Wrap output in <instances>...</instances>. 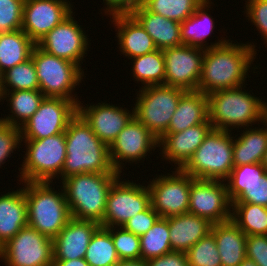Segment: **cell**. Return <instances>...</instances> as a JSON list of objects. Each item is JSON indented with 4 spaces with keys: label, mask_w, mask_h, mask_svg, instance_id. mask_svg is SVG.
<instances>
[{
    "label": "cell",
    "mask_w": 267,
    "mask_h": 266,
    "mask_svg": "<svg viewBox=\"0 0 267 266\" xmlns=\"http://www.w3.org/2000/svg\"><path fill=\"white\" fill-rule=\"evenodd\" d=\"M120 173H81L61 182L71 218L102 223L106 201L114 181Z\"/></svg>",
    "instance_id": "277c9868"
},
{
    "label": "cell",
    "mask_w": 267,
    "mask_h": 266,
    "mask_svg": "<svg viewBox=\"0 0 267 266\" xmlns=\"http://www.w3.org/2000/svg\"><path fill=\"white\" fill-rule=\"evenodd\" d=\"M20 184L23 187L0 195V248L28 225L25 182Z\"/></svg>",
    "instance_id": "cb8c5ba5"
},
{
    "label": "cell",
    "mask_w": 267,
    "mask_h": 266,
    "mask_svg": "<svg viewBox=\"0 0 267 266\" xmlns=\"http://www.w3.org/2000/svg\"><path fill=\"white\" fill-rule=\"evenodd\" d=\"M45 97L40 90L2 91L0 102H8L11 114L0 117V120L21 127L38 110Z\"/></svg>",
    "instance_id": "f546056e"
},
{
    "label": "cell",
    "mask_w": 267,
    "mask_h": 266,
    "mask_svg": "<svg viewBox=\"0 0 267 266\" xmlns=\"http://www.w3.org/2000/svg\"><path fill=\"white\" fill-rule=\"evenodd\" d=\"M35 43L21 30L0 34V71L24 63L31 58Z\"/></svg>",
    "instance_id": "4dcf8cb0"
},
{
    "label": "cell",
    "mask_w": 267,
    "mask_h": 266,
    "mask_svg": "<svg viewBox=\"0 0 267 266\" xmlns=\"http://www.w3.org/2000/svg\"><path fill=\"white\" fill-rule=\"evenodd\" d=\"M186 255L189 266H222L216 240L211 233L193 245Z\"/></svg>",
    "instance_id": "f35d334b"
},
{
    "label": "cell",
    "mask_w": 267,
    "mask_h": 266,
    "mask_svg": "<svg viewBox=\"0 0 267 266\" xmlns=\"http://www.w3.org/2000/svg\"><path fill=\"white\" fill-rule=\"evenodd\" d=\"M2 97V72L0 71V100Z\"/></svg>",
    "instance_id": "db71d44e"
},
{
    "label": "cell",
    "mask_w": 267,
    "mask_h": 266,
    "mask_svg": "<svg viewBox=\"0 0 267 266\" xmlns=\"http://www.w3.org/2000/svg\"><path fill=\"white\" fill-rule=\"evenodd\" d=\"M133 63L130 70L135 83L140 88L155 85H165V59L163 50L157 49L154 52L131 58Z\"/></svg>",
    "instance_id": "1f68e13d"
},
{
    "label": "cell",
    "mask_w": 267,
    "mask_h": 266,
    "mask_svg": "<svg viewBox=\"0 0 267 266\" xmlns=\"http://www.w3.org/2000/svg\"><path fill=\"white\" fill-rule=\"evenodd\" d=\"M131 15L152 38L157 49L182 45L181 23L148 11L142 4Z\"/></svg>",
    "instance_id": "484cf974"
},
{
    "label": "cell",
    "mask_w": 267,
    "mask_h": 266,
    "mask_svg": "<svg viewBox=\"0 0 267 266\" xmlns=\"http://www.w3.org/2000/svg\"><path fill=\"white\" fill-rule=\"evenodd\" d=\"M75 13L48 32L36 45L49 54L75 63L84 72L81 64L90 51L91 40L83 26L75 20Z\"/></svg>",
    "instance_id": "4fadbf2b"
},
{
    "label": "cell",
    "mask_w": 267,
    "mask_h": 266,
    "mask_svg": "<svg viewBox=\"0 0 267 266\" xmlns=\"http://www.w3.org/2000/svg\"><path fill=\"white\" fill-rule=\"evenodd\" d=\"M231 209L225 181L195 179L191 183L188 213L217 224L231 219Z\"/></svg>",
    "instance_id": "2e32d148"
},
{
    "label": "cell",
    "mask_w": 267,
    "mask_h": 266,
    "mask_svg": "<svg viewBox=\"0 0 267 266\" xmlns=\"http://www.w3.org/2000/svg\"><path fill=\"white\" fill-rule=\"evenodd\" d=\"M244 15L250 21L264 40L267 47V0H245Z\"/></svg>",
    "instance_id": "b9f144b4"
},
{
    "label": "cell",
    "mask_w": 267,
    "mask_h": 266,
    "mask_svg": "<svg viewBox=\"0 0 267 266\" xmlns=\"http://www.w3.org/2000/svg\"><path fill=\"white\" fill-rule=\"evenodd\" d=\"M246 258L258 266H267V235H248L246 240Z\"/></svg>",
    "instance_id": "bcb514c9"
},
{
    "label": "cell",
    "mask_w": 267,
    "mask_h": 266,
    "mask_svg": "<svg viewBox=\"0 0 267 266\" xmlns=\"http://www.w3.org/2000/svg\"><path fill=\"white\" fill-rule=\"evenodd\" d=\"M20 127L12 126L0 120V168L11 158L16 149L21 148ZM18 147V148H17Z\"/></svg>",
    "instance_id": "7bdbcfd3"
},
{
    "label": "cell",
    "mask_w": 267,
    "mask_h": 266,
    "mask_svg": "<svg viewBox=\"0 0 267 266\" xmlns=\"http://www.w3.org/2000/svg\"><path fill=\"white\" fill-rule=\"evenodd\" d=\"M109 22L116 29L117 48L128 60L157 50L150 35L131 14L112 15Z\"/></svg>",
    "instance_id": "7402d4cb"
},
{
    "label": "cell",
    "mask_w": 267,
    "mask_h": 266,
    "mask_svg": "<svg viewBox=\"0 0 267 266\" xmlns=\"http://www.w3.org/2000/svg\"><path fill=\"white\" fill-rule=\"evenodd\" d=\"M110 234L120 260H141L140 236L123 227H110Z\"/></svg>",
    "instance_id": "ab89813d"
},
{
    "label": "cell",
    "mask_w": 267,
    "mask_h": 266,
    "mask_svg": "<svg viewBox=\"0 0 267 266\" xmlns=\"http://www.w3.org/2000/svg\"><path fill=\"white\" fill-rule=\"evenodd\" d=\"M210 233L216 240L222 266H239L246 258L247 235L231 219L212 224Z\"/></svg>",
    "instance_id": "4316f807"
},
{
    "label": "cell",
    "mask_w": 267,
    "mask_h": 266,
    "mask_svg": "<svg viewBox=\"0 0 267 266\" xmlns=\"http://www.w3.org/2000/svg\"><path fill=\"white\" fill-rule=\"evenodd\" d=\"M211 5H215L212 0H204L189 18L181 22L182 44L206 50L223 45L229 40V38L226 39L228 36L220 37L221 39L215 40V43L210 42V45L205 41L208 40L207 37L214 34L213 30L217 26L210 15V9L213 8Z\"/></svg>",
    "instance_id": "603a6c76"
},
{
    "label": "cell",
    "mask_w": 267,
    "mask_h": 266,
    "mask_svg": "<svg viewBox=\"0 0 267 266\" xmlns=\"http://www.w3.org/2000/svg\"><path fill=\"white\" fill-rule=\"evenodd\" d=\"M147 266H189L186 252L172 251L146 261Z\"/></svg>",
    "instance_id": "c3c4849f"
},
{
    "label": "cell",
    "mask_w": 267,
    "mask_h": 266,
    "mask_svg": "<svg viewBox=\"0 0 267 266\" xmlns=\"http://www.w3.org/2000/svg\"><path fill=\"white\" fill-rule=\"evenodd\" d=\"M85 105L81 101L78 103V113L90 125L94 134L107 146L111 145L117 135L134 117V106H131L129 111L124 105L120 107L115 104V106L110 102Z\"/></svg>",
    "instance_id": "d6986e66"
},
{
    "label": "cell",
    "mask_w": 267,
    "mask_h": 266,
    "mask_svg": "<svg viewBox=\"0 0 267 266\" xmlns=\"http://www.w3.org/2000/svg\"><path fill=\"white\" fill-rule=\"evenodd\" d=\"M210 122L195 125L177 133H166L159 141V155L162 161L174 163L181 169L203 143L205 136L212 129ZM178 165V166H177Z\"/></svg>",
    "instance_id": "ffe728a7"
},
{
    "label": "cell",
    "mask_w": 267,
    "mask_h": 266,
    "mask_svg": "<svg viewBox=\"0 0 267 266\" xmlns=\"http://www.w3.org/2000/svg\"><path fill=\"white\" fill-rule=\"evenodd\" d=\"M229 39L225 44L206 49L202 61V73L198 91L209 95L212 92L243 86L257 54L254 43H236ZM249 72V73H248ZM246 82V83H245Z\"/></svg>",
    "instance_id": "6da1fadb"
},
{
    "label": "cell",
    "mask_w": 267,
    "mask_h": 266,
    "mask_svg": "<svg viewBox=\"0 0 267 266\" xmlns=\"http://www.w3.org/2000/svg\"><path fill=\"white\" fill-rule=\"evenodd\" d=\"M25 143L19 182H53L61 175L66 158L65 132L43 139H22ZM53 179V180H52Z\"/></svg>",
    "instance_id": "52a82bcc"
},
{
    "label": "cell",
    "mask_w": 267,
    "mask_h": 266,
    "mask_svg": "<svg viewBox=\"0 0 267 266\" xmlns=\"http://www.w3.org/2000/svg\"><path fill=\"white\" fill-rule=\"evenodd\" d=\"M174 169L165 175L156 174L147 182L151 206L162 218L188 213L191 183L195 179L181 169Z\"/></svg>",
    "instance_id": "8fae6325"
},
{
    "label": "cell",
    "mask_w": 267,
    "mask_h": 266,
    "mask_svg": "<svg viewBox=\"0 0 267 266\" xmlns=\"http://www.w3.org/2000/svg\"><path fill=\"white\" fill-rule=\"evenodd\" d=\"M84 260L89 266H116L120 262L110 228L100 226L95 231L87 247Z\"/></svg>",
    "instance_id": "836d02e7"
},
{
    "label": "cell",
    "mask_w": 267,
    "mask_h": 266,
    "mask_svg": "<svg viewBox=\"0 0 267 266\" xmlns=\"http://www.w3.org/2000/svg\"><path fill=\"white\" fill-rule=\"evenodd\" d=\"M184 89L167 85L139 88L134 103V117L160 140L168 131Z\"/></svg>",
    "instance_id": "9c48e42d"
},
{
    "label": "cell",
    "mask_w": 267,
    "mask_h": 266,
    "mask_svg": "<svg viewBox=\"0 0 267 266\" xmlns=\"http://www.w3.org/2000/svg\"><path fill=\"white\" fill-rule=\"evenodd\" d=\"M121 177L120 175L111 186L102 227H123L129 219L151 205L150 191L146 183L122 180Z\"/></svg>",
    "instance_id": "30bf717a"
},
{
    "label": "cell",
    "mask_w": 267,
    "mask_h": 266,
    "mask_svg": "<svg viewBox=\"0 0 267 266\" xmlns=\"http://www.w3.org/2000/svg\"><path fill=\"white\" fill-rule=\"evenodd\" d=\"M31 58L36 67L39 90L46 97L71 100L78 106L80 100L75 88L84 81L82 79L87 73L75 63L49 54L37 45L33 48Z\"/></svg>",
    "instance_id": "ba28073f"
},
{
    "label": "cell",
    "mask_w": 267,
    "mask_h": 266,
    "mask_svg": "<svg viewBox=\"0 0 267 266\" xmlns=\"http://www.w3.org/2000/svg\"><path fill=\"white\" fill-rule=\"evenodd\" d=\"M158 141L149 129L133 117L109 146L113 168L121 174L127 162L130 165L144 163L143 159L158 148Z\"/></svg>",
    "instance_id": "9a60e30c"
},
{
    "label": "cell",
    "mask_w": 267,
    "mask_h": 266,
    "mask_svg": "<svg viewBox=\"0 0 267 266\" xmlns=\"http://www.w3.org/2000/svg\"><path fill=\"white\" fill-rule=\"evenodd\" d=\"M52 266H89L84 258L73 260H53Z\"/></svg>",
    "instance_id": "681fc988"
},
{
    "label": "cell",
    "mask_w": 267,
    "mask_h": 266,
    "mask_svg": "<svg viewBox=\"0 0 267 266\" xmlns=\"http://www.w3.org/2000/svg\"><path fill=\"white\" fill-rule=\"evenodd\" d=\"M246 85L207 95L209 121L213 129L230 132L238 129L240 132L239 128L252 127L267 119V100L260 99L252 90L246 91Z\"/></svg>",
    "instance_id": "3957f363"
},
{
    "label": "cell",
    "mask_w": 267,
    "mask_h": 266,
    "mask_svg": "<svg viewBox=\"0 0 267 266\" xmlns=\"http://www.w3.org/2000/svg\"><path fill=\"white\" fill-rule=\"evenodd\" d=\"M143 0H103V14L108 17L117 14H131ZM105 7V8H104Z\"/></svg>",
    "instance_id": "7dc6e473"
},
{
    "label": "cell",
    "mask_w": 267,
    "mask_h": 266,
    "mask_svg": "<svg viewBox=\"0 0 267 266\" xmlns=\"http://www.w3.org/2000/svg\"><path fill=\"white\" fill-rule=\"evenodd\" d=\"M209 121L208 98L201 91H186L172 115L167 133H177Z\"/></svg>",
    "instance_id": "83f0119b"
},
{
    "label": "cell",
    "mask_w": 267,
    "mask_h": 266,
    "mask_svg": "<svg viewBox=\"0 0 267 266\" xmlns=\"http://www.w3.org/2000/svg\"><path fill=\"white\" fill-rule=\"evenodd\" d=\"M100 226L93 220L71 218L53 239V260L84 258L90 240Z\"/></svg>",
    "instance_id": "44dd1931"
},
{
    "label": "cell",
    "mask_w": 267,
    "mask_h": 266,
    "mask_svg": "<svg viewBox=\"0 0 267 266\" xmlns=\"http://www.w3.org/2000/svg\"><path fill=\"white\" fill-rule=\"evenodd\" d=\"M266 173L262 163L234 166L229 177L225 180L230 201L233 202L240 195V184L256 182Z\"/></svg>",
    "instance_id": "74e56055"
},
{
    "label": "cell",
    "mask_w": 267,
    "mask_h": 266,
    "mask_svg": "<svg viewBox=\"0 0 267 266\" xmlns=\"http://www.w3.org/2000/svg\"><path fill=\"white\" fill-rule=\"evenodd\" d=\"M65 141L67 154L59 181L81 173H118L112 166L109 146L94 134L79 113L69 121Z\"/></svg>",
    "instance_id": "7a4b0ae2"
},
{
    "label": "cell",
    "mask_w": 267,
    "mask_h": 266,
    "mask_svg": "<svg viewBox=\"0 0 267 266\" xmlns=\"http://www.w3.org/2000/svg\"><path fill=\"white\" fill-rule=\"evenodd\" d=\"M168 218L160 217L147 233L140 236L141 260L148 261L172 252Z\"/></svg>",
    "instance_id": "e575fe53"
},
{
    "label": "cell",
    "mask_w": 267,
    "mask_h": 266,
    "mask_svg": "<svg viewBox=\"0 0 267 266\" xmlns=\"http://www.w3.org/2000/svg\"><path fill=\"white\" fill-rule=\"evenodd\" d=\"M239 266H258L253 260L245 258Z\"/></svg>",
    "instance_id": "816d5d0a"
},
{
    "label": "cell",
    "mask_w": 267,
    "mask_h": 266,
    "mask_svg": "<svg viewBox=\"0 0 267 266\" xmlns=\"http://www.w3.org/2000/svg\"><path fill=\"white\" fill-rule=\"evenodd\" d=\"M78 113L71 100L45 97L38 110L20 127L21 139H43L64 133Z\"/></svg>",
    "instance_id": "5bb4252c"
},
{
    "label": "cell",
    "mask_w": 267,
    "mask_h": 266,
    "mask_svg": "<svg viewBox=\"0 0 267 266\" xmlns=\"http://www.w3.org/2000/svg\"><path fill=\"white\" fill-rule=\"evenodd\" d=\"M232 133L212 128L181 170L194 179L225 181L234 167Z\"/></svg>",
    "instance_id": "8992f818"
},
{
    "label": "cell",
    "mask_w": 267,
    "mask_h": 266,
    "mask_svg": "<svg viewBox=\"0 0 267 266\" xmlns=\"http://www.w3.org/2000/svg\"><path fill=\"white\" fill-rule=\"evenodd\" d=\"M25 0H0V34L21 30Z\"/></svg>",
    "instance_id": "60d3db41"
},
{
    "label": "cell",
    "mask_w": 267,
    "mask_h": 266,
    "mask_svg": "<svg viewBox=\"0 0 267 266\" xmlns=\"http://www.w3.org/2000/svg\"><path fill=\"white\" fill-rule=\"evenodd\" d=\"M232 203H252L267 207V173L256 182L240 184V195Z\"/></svg>",
    "instance_id": "ee69618b"
},
{
    "label": "cell",
    "mask_w": 267,
    "mask_h": 266,
    "mask_svg": "<svg viewBox=\"0 0 267 266\" xmlns=\"http://www.w3.org/2000/svg\"><path fill=\"white\" fill-rule=\"evenodd\" d=\"M205 50L188 45L163 49L165 85L197 91Z\"/></svg>",
    "instance_id": "e0dca14e"
},
{
    "label": "cell",
    "mask_w": 267,
    "mask_h": 266,
    "mask_svg": "<svg viewBox=\"0 0 267 266\" xmlns=\"http://www.w3.org/2000/svg\"><path fill=\"white\" fill-rule=\"evenodd\" d=\"M260 125L262 126L259 127ZM253 127L240 129L241 132L239 134H234V166L262 163L263 161L267 150V119L258 124V127Z\"/></svg>",
    "instance_id": "f1b7e54d"
},
{
    "label": "cell",
    "mask_w": 267,
    "mask_h": 266,
    "mask_svg": "<svg viewBox=\"0 0 267 266\" xmlns=\"http://www.w3.org/2000/svg\"><path fill=\"white\" fill-rule=\"evenodd\" d=\"M73 6L69 0H25L22 30L37 44L74 12Z\"/></svg>",
    "instance_id": "ac0fdd59"
},
{
    "label": "cell",
    "mask_w": 267,
    "mask_h": 266,
    "mask_svg": "<svg viewBox=\"0 0 267 266\" xmlns=\"http://www.w3.org/2000/svg\"><path fill=\"white\" fill-rule=\"evenodd\" d=\"M116 266H147L144 260H120Z\"/></svg>",
    "instance_id": "f907efd6"
},
{
    "label": "cell",
    "mask_w": 267,
    "mask_h": 266,
    "mask_svg": "<svg viewBox=\"0 0 267 266\" xmlns=\"http://www.w3.org/2000/svg\"><path fill=\"white\" fill-rule=\"evenodd\" d=\"M231 220L248 235H267V207L232 203Z\"/></svg>",
    "instance_id": "d6a6232c"
},
{
    "label": "cell",
    "mask_w": 267,
    "mask_h": 266,
    "mask_svg": "<svg viewBox=\"0 0 267 266\" xmlns=\"http://www.w3.org/2000/svg\"><path fill=\"white\" fill-rule=\"evenodd\" d=\"M172 251L187 252L211 232L212 223L191 213L168 218Z\"/></svg>",
    "instance_id": "d4e9b609"
},
{
    "label": "cell",
    "mask_w": 267,
    "mask_h": 266,
    "mask_svg": "<svg viewBox=\"0 0 267 266\" xmlns=\"http://www.w3.org/2000/svg\"><path fill=\"white\" fill-rule=\"evenodd\" d=\"M204 0H143L142 5L150 12L167 19L183 22L189 18Z\"/></svg>",
    "instance_id": "8d00e7d4"
},
{
    "label": "cell",
    "mask_w": 267,
    "mask_h": 266,
    "mask_svg": "<svg viewBox=\"0 0 267 266\" xmlns=\"http://www.w3.org/2000/svg\"><path fill=\"white\" fill-rule=\"evenodd\" d=\"M0 260L6 266H52L53 240L27 225L1 247Z\"/></svg>",
    "instance_id": "7c38bea8"
},
{
    "label": "cell",
    "mask_w": 267,
    "mask_h": 266,
    "mask_svg": "<svg viewBox=\"0 0 267 266\" xmlns=\"http://www.w3.org/2000/svg\"><path fill=\"white\" fill-rule=\"evenodd\" d=\"M39 90L32 58L2 73V91Z\"/></svg>",
    "instance_id": "d590c367"
},
{
    "label": "cell",
    "mask_w": 267,
    "mask_h": 266,
    "mask_svg": "<svg viewBox=\"0 0 267 266\" xmlns=\"http://www.w3.org/2000/svg\"><path fill=\"white\" fill-rule=\"evenodd\" d=\"M53 183L25 182L28 226L52 240L71 219L64 189L55 190Z\"/></svg>",
    "instance_id": "5b68a950"
},
{
    "label": "cell",
    "mask_w": 267,
    "mask_h": 266,
    "mask_svg": "<svg viewBox=\"0 0 267 266\" xmlns=\"http://www.w3.org/2000/svg\"><path fill=\"white\" fill-rule=\"evenodd\" d=\"M159 218V214L150 205L145 211L129 219L123 228L135 235L141 236L147 233Z\"/></svg>",
    "instance_id": "f6af8a7d"
},
{
    "label": "cell",
    "mask_w": 267,
    "mask_h": 266,
    "mask_svg": "<svg viewBox=\"0 0 267 266\" xmlns=\"http://www.w3.org/2000/svg\"><path fill=\"white\" fill-rule=\"evenodd\" d=\"M262 165H263L264 169L267 172V150L265 152V155H264V158H263V161H262Z\"/></svg>",
    "instance_id": "f5cc1de1"
}]
</instances>
